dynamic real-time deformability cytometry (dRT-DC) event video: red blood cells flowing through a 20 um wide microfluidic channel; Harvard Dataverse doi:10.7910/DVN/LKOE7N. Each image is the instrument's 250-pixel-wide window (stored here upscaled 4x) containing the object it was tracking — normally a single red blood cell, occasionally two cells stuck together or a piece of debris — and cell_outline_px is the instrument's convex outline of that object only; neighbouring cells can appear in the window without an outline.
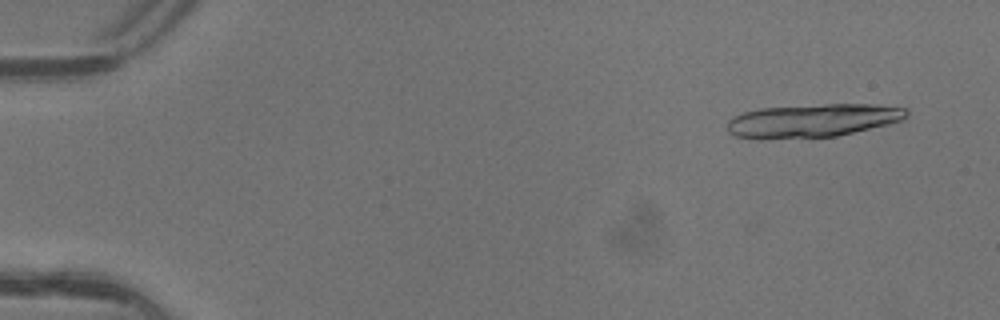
{"species": "common noctule bat (a hibernating species)", "species_latin": "Nyctalus noctula", "temperature_condition": "warm", "stored_images_in_passage": 4, "camera_frame_rate_fps": 3000, "um_per_image_px": 0.085, "animal": {"sex": "female"}, "frame": {"image": 1, "passage_image": 1, "time_ms": 0.0, "image_size_px": [1000, 320], "cell_outline_px": [[908, 116], [904, 120], [888, 124], [836, 136], [760, 140], [732, 136], [728, 132], [728, 120], [732, 116], [744, 112], [760, 108], [824, 104], [880, 104], [908, 108]], "centroid_in_image_um": [69.06, 10.25], "position_along_channel_um": 15.9, "area_um2": 35.37}}